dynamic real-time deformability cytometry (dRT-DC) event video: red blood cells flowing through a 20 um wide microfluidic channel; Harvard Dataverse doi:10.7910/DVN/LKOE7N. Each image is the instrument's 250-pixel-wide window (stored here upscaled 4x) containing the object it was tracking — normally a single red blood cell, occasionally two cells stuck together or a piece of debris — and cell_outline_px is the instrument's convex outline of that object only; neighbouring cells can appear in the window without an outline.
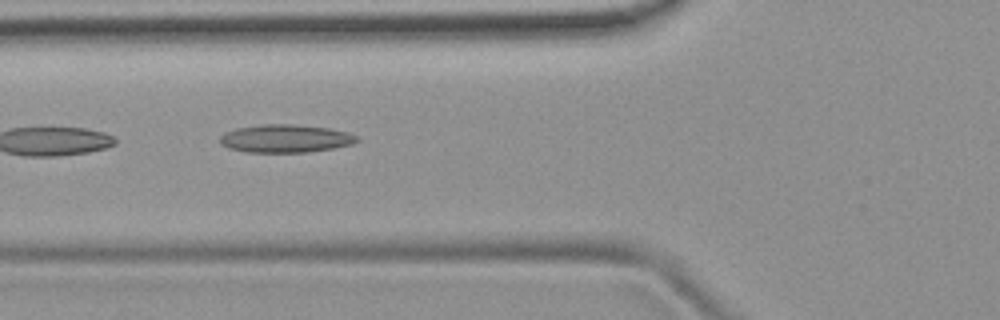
{"species": "common noctule bat (a hibernating species)", "species_latin": "Nyctalus noctula", "temperature_condition": "room temperature", "stored_images_in_passage": 7, "camera_frame_rate_fps": 3000, "um_per_image_px": 0.085, "animal": {"sex": "female", "body_mass_g": 19.9}, "frame": {"image": 1, "passage_image": 6, "time_ms": 6.667, "image_size_px": [1000, 320], "cell_outline_px": [[360, 140], [352, 144], [332, 148], [308, 152], [244, 152], [228, 148], [220, 144], [220, 136], [224, 132], [236, 128], [260, 124], [292, 124], [328, 128], [348, 132], [356, 136]], "centroid_in_image_um": [24.22, 11.77], "position_along_channel_um": 101.6, "area_um2": 22.43}}